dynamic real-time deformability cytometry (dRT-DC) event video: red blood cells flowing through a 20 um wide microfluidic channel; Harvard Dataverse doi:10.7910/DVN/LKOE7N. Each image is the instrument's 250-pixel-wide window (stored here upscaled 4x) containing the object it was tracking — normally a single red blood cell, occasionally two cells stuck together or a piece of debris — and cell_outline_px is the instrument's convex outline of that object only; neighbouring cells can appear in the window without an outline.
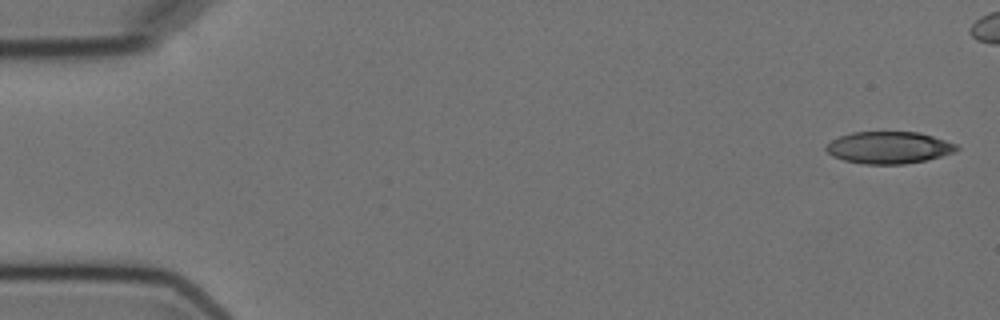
{"species": "Egyptian fruit bat (a non-hibernating species)", "species_latin": "Rousettus aegyptiacus", "temperature_condition": "cold", "stored_images_in_passage": 7, "camera_frame_rate_fps": 3000, "um_per_image_px": 0.085, "animal": {"sex": "female"}, "frame": {"image": 1, "passage_image": 1, "time_ms": 0.0, "image_size_px": [1000, 320], "cell_outline_px": [[960, 148], [952, 152], [940, 156], [924, 160], [904, 164], [864, 164], [844, 160], [832, 156], [824, 148], [832, 140], [840, 136], [852, 132], [920, 132], [956, 144]], "centroid_in_image_um": [75.52, 12.54], "position_along_channel_um": 9.5, "area_um2": 24.1}}
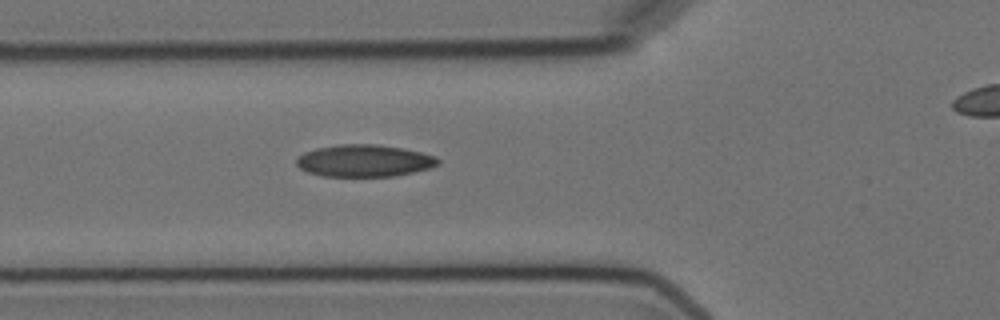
{"frame": {"image": 2, "passage_image": 6, "time_ms": 6.0, "image_size_px": [1000, 320], "cell_outline_px": [[440, 164], [428, 168], [396, 176], [324, 176], [308, 172], [300, 168], [296, 164], [296, 160], [304, 152], [316, 148], [340, 144], [380, 144], [420, 152], [436, 156], [440, 160]], "centroid_in_image_um": [30.96, 13.66], "position_along_channel_um": 94.8, "area_um2": 26.36}}